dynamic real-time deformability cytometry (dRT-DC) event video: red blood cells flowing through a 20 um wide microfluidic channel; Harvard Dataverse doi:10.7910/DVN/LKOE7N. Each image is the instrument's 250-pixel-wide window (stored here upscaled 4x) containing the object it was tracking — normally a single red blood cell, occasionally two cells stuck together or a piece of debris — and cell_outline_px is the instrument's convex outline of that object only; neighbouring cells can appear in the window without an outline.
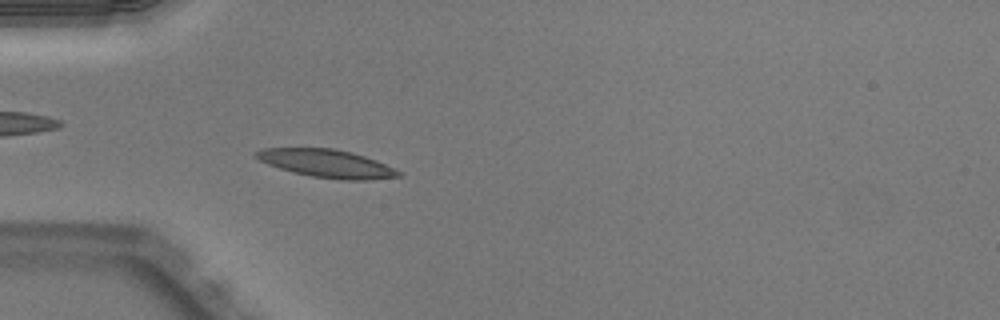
{"species": "Egyptian fruit bat (a non-hibernating species)", "species_latin": "Rousettus aegyptiacus", "temperature_condition": "warm", "stored_images_in_passage": 51, "camera_frame_rate_fps": 3000, "um_per_image_px": 0.085, "animal": {"sex": "male"}, "frame": {"image": 1, "passage_image": 16, "time_ms": 5.0, "image_size_px": [1000, 320], "cell_outline_px": [[400, 176], [368, 180], [340, 180], [312, 176], [292, 172], [268, 164], [260, 160], [252, 152], [264, 148], [332, 148], [352, 152], [376, 160], [400, 172]], "centroid_in_image_um": [27.74, 13.89], "position_along_channel_um": 57.3, "area_um2": 23.0}}
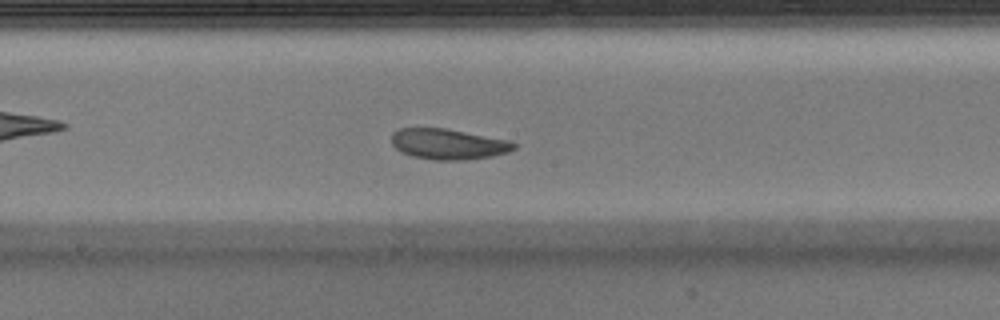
{"frame": {"image": 2, "passage_image": 28, "time_ms": 9.0, "image_size_px": [1000, 320], "cell_outline_px": [[516, 148], [508, 152], [492, 156], [468, 160], [432, 160], [412, 156], [400, 152], [392, 144], [392, 132], [400, 128], [444, 128], [508, 140], [516, 144]], "centroid_in_image_um": [38.08, 12.26], "position_along_channel_um": 210.1, "area_um2": 21.85}}
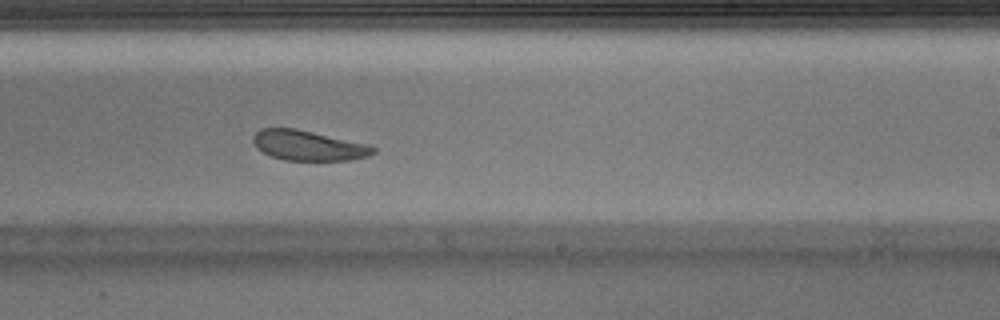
{"frame": {"image": 3, "passage_image": 32, "time_ms": 10.333, "image_size_px": [1000, 320], "cell_outline_px": [[376, 152], [368, 156], [352, 160], [284, 160], [272, 156], [256, 148], [252, 140], [252, 136], [260, 128], [296, 128], [368, 144], [376, 148]], "centroid_in_image_um": [26.2, 12.36], "position_along_channel_um": 262.8, "area_um2": 21.1}, "authors_computed_cell_mechanics": {"area_um2": 21.9062, "velocity_mm_per_s": 3.9623, "shape_relaxation_time_tau1_ms": 4.6599, "shape_relaxation_time_tau2_ms": null, "deformation_change_tau1": 0.1198, "deformation_change_tau2": null}}